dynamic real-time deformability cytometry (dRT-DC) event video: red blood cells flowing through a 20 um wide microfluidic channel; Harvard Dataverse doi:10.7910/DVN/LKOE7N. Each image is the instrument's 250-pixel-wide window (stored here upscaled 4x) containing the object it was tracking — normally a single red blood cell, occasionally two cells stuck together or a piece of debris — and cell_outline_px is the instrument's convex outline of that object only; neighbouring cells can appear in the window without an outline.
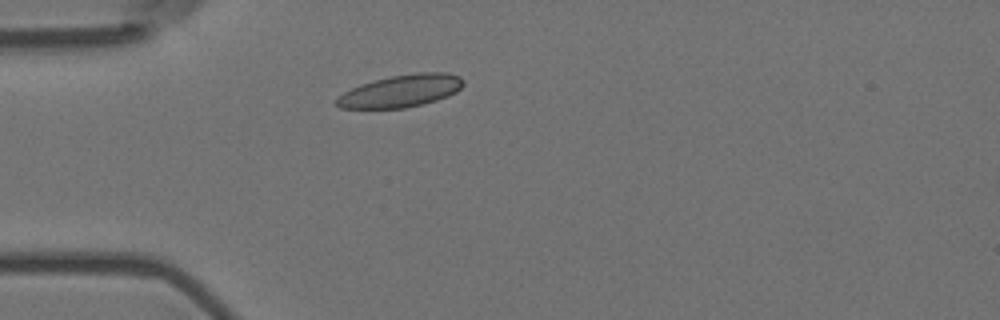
{"species": "Egyptian fruit bat (a non-hibernating species)", "species_latin": "Rousettus aegyptiacus", "temperature_condition": "room temperature", "stored_images_in_passage": 1, "camera_frame_rate_fps": 3000, "um_per_image_px": 0.085, "animal": {"sex": "female"}, "frame": {"image": 1, "passage_image": 1, "time_ms": 0.0, "image_size_px": [1000, 320], "cell_outline_px": [[464, 84], [456, 92], [448, 96], [436, 100], [404, 108], [340, 108], [332, 104], [344, 92], [360, 84], [392, 76], [416, 72], [448, 72], [460, 76], [464, 80]], "centroid_in_image_um": [34.09, 7.72], "position_along_channel_um": 50.9, "area_um2": 23.81}}